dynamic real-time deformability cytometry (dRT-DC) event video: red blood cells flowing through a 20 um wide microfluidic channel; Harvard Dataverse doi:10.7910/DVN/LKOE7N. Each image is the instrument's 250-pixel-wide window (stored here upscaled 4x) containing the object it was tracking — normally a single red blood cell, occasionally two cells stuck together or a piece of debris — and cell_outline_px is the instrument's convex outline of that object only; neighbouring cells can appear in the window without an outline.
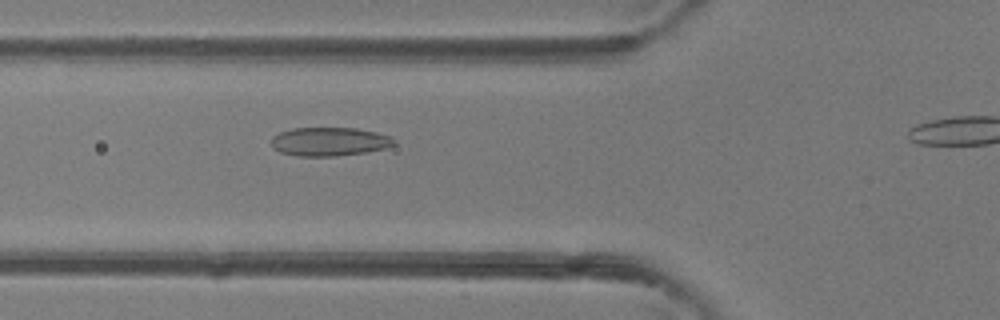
{"species": "common noctule bat (a hibernating species)", "species_latin": "Nyctalus noctula", "temperature_condition": "room temperature", "stored_images_in_passage": 33, "camera_frame_rate_fps": 3000, "um_per_image_px": 0.085, "animal": {"sex": "female"}, "frame": {"image": 1, "passage_image": 11, "time_ms": 3.333, "image_size_px": [1000, 320], "cell_outline_px": [[396, 144], [388, 148], [368, 152], [336, 156], [296, 156], [280, 152], [272, 148], [272, 136], [280, 132], [292, 128], [356, 128], [376, 132], [388, 136], [396, 140]], "centroid_in_image_um": [28.01, 12.04], "position_along_channel_um": 97.8, "area_um2": 20.69}}
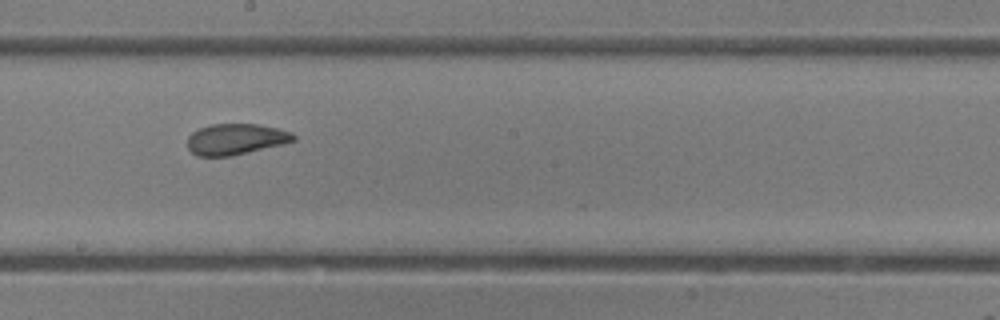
{"frame": {"image": 2, "passage_image": 20, "time_ms": 6.333, "image_size_px": [1000, 320], "cell_outline_px": [[296, 140], [232, 156], [196, 156], [188, 148], [188, 136], [192, 132], [200, 128], [212, 124], [256, 124], [276, 128], [292, 132], [296, 136]], "centroid_in_image_um": [20.01, 11.83], "position_along_channel_um": 228.2, "area_um2": 18.96}}
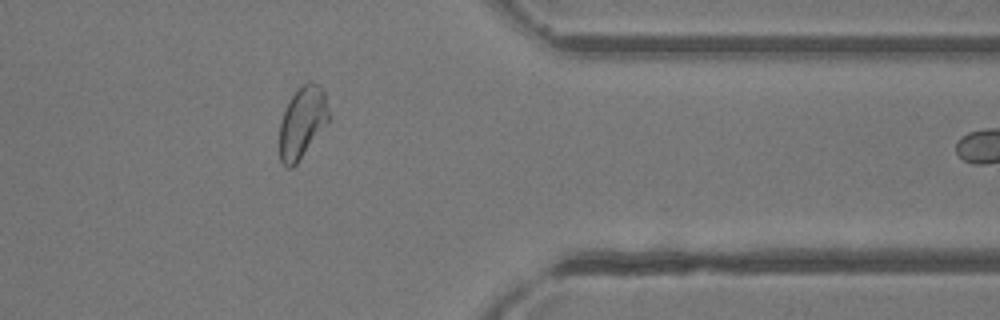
{"frame": {"image": 3, "passage_image": 32, "time_ms": 10.333, "image_size_px": [1000, 320], "cell_outline_px": [[328, 120], [296, 164], [292, 168], [288, 168], [280, 160], [280, 120], [296, 88], [308, 80], [312, 80], [320, 84], [324, 92], [328, 112]], "centroid_in_image_um": [25.68, 10.34], "position_along_channel_um": 385.7, "area_um2": 20.11}}